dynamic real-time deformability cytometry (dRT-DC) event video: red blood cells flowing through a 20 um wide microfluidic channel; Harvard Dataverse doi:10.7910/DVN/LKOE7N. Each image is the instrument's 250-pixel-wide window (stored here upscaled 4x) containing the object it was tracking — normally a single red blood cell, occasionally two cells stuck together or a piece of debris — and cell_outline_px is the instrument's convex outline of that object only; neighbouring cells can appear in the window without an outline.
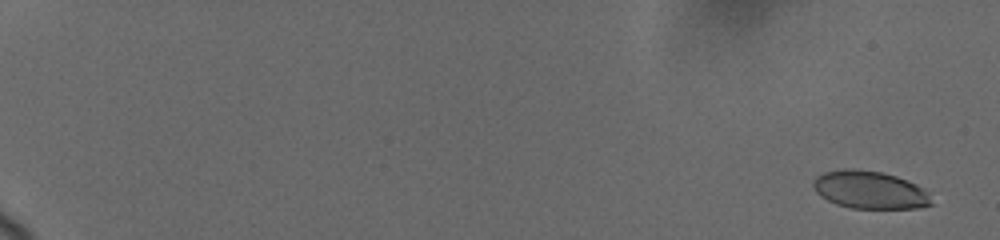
{"species": "human", "species_latin": "Homo sapiens", "temperature_condition": "cold", "stored_images_in_passage": 37, "camera_frame_rate_fps": 3000, "um_per_image_px": 0.085, "donor": {"sex": "female"}, "frame": {"image": 1, "passage_image": 4, "time_ms": 0.667, "image_size_px": [1000, 240], "cell_outline_px": [[932, 204], [916, 208], [852, 208], [836, 204], [820, 196], [816, 192], [812, 184], [812, 180], [816, 176], [824, 172], [844, 168], [852, 168], [880, 172], [896, 176], [916, 184], [924, 188], [928, 192]], "centroid_in_image_um": [73.9, 16.13], "position_along_channel_um": 11.1, "area_um2": 26.01}}
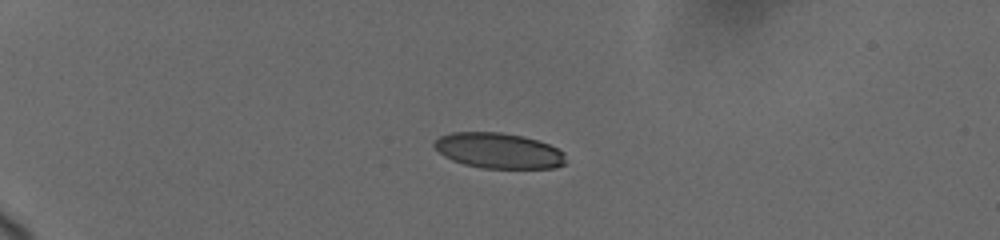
{"frame": {"image": 2, "passage_image": 25, "time_ms": 5.667, "image_size_px": [1000, 240], "cell_outline_px": [[564, 164], [556, 168], [484, 168], [464, 164], [452, 160], [444, 156], [432, 144], [440, 136], [452, 132], [500, 132], [524, 136], [548, 144], [564, 152]], "centroid_in_image_um": [42.37, 12.8], "position_along_channel_um": 42.6, "area_um2": 27.05}}
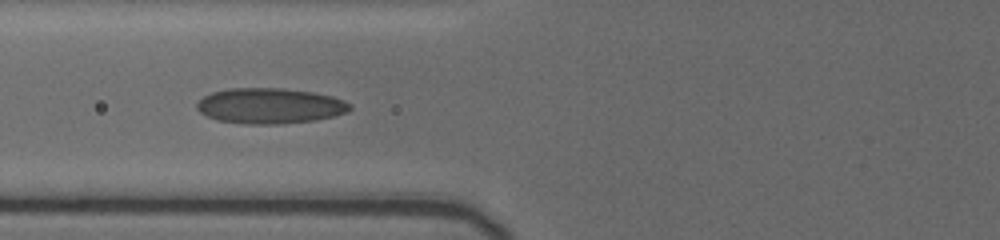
{"frame": {"image": 3, "passage_image": 36, "time_ms": 9.0, "image_size_px": [1000, 240], "cell_outline_px": [[352, 108], [344, 112], [332, 116], [316, 120], [280, 124], [248, 124], [216, 120], [200, 112], [196, 108], [196, 104], [204, 96], [212, 92], [228, 88], [284, 88], [312, 92], [332, 96], [344, 100], [352, 104]], "centroid_in_image_um": [22.93, 8.99], "position_along_channel_um": 102.9, "area_um2": 31.67}}